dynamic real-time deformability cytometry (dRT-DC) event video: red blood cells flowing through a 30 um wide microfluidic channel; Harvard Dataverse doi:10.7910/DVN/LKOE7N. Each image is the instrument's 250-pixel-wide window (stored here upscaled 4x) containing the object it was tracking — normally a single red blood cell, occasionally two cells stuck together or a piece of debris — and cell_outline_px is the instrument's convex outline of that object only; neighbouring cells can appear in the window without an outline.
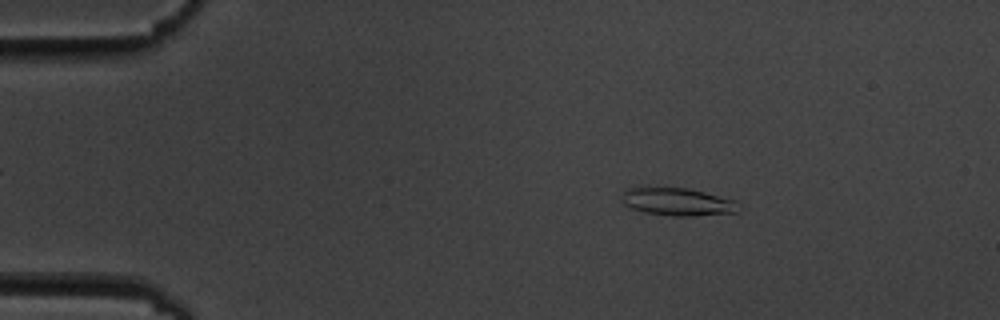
{"species": "common noctule bat (a hibernating species)", "species_latin": "Nyctalus noctula", "temperature_condition": "cold", "stored_images_in_passage": 55, "camera_frame_rate_fps": 3000, "um_per_image_px": 0.085, "animal": {"sex": "male", "body_mass_g": 19.5, "forearm_length_mm": 54.6}, "frame": {"image": 1, "passage_image": 9, "time_ms": 2.667, "image_size_px": [1000, 320], "cell_outline_px": [[740, 212], [692, 216], [672, 216], [644, 212], [632, 208], [624, 204], [624, 192], [628, 188], [688, 188], [736, 200], [740, 204]], "centroid_in_image_um": [57.69, 17.17], "position_along_channel_um": 27.3, "area_um2": 18.73}}
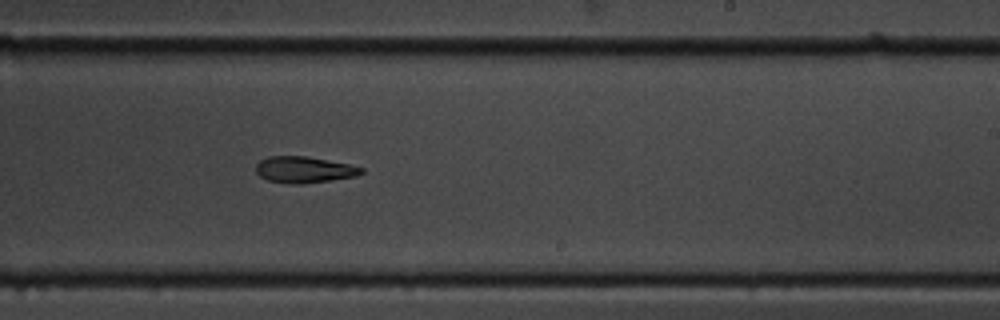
{"frame": {"image": 2, "passage_image": 34, "time_ms": 11.0, "image_size_px": [1000, 320], "cell_outline_px": [[364, 172], [356, 176], [300, 184], [292, 184], [268, 180], [260, 176], [256, 172], [256, 164], [260, 160], [268, 156], [308, 156], [348, 164], [364, 168]], "centroid_in_image_um": [25.83, 14.41], "position_along_channel_um": 263.2, "area_um2": 16.07}}
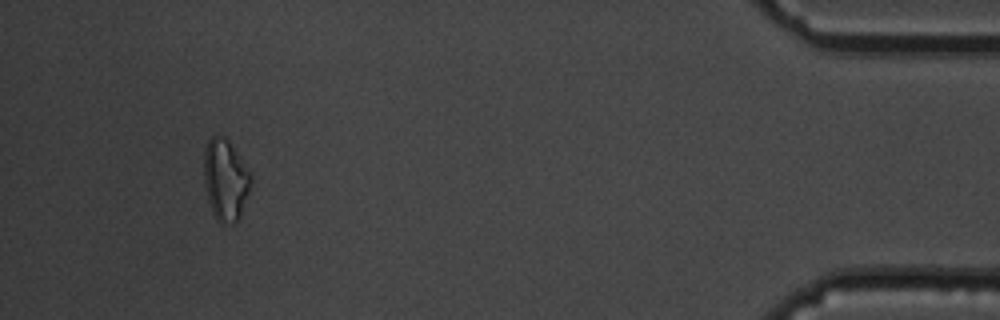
{"frame": {"image": 3, "passage_image": 52, "time_ms": 17.0, "image_size_px": [1000, 320], "cell_outline_px": [[252, 180], [240, 220], [232, 224], [224, 224], [216, 220], [212, 212], [208, 200], [204, 184], [204, 148], [208, 140], [216, 132], [224, 136], [228, 140], [252, 176]], "centroid_in_image_um": [19.15, 15.3], "position_along_channel_um": 416.1, "area_um2": 22.54}, "authors_computed_cell_mechanics": {"area_um2": 17.3978, "velocity_mm_per_s": 3.6003, "shape_relaxation_time_tau1_ms": 3.5997, "shape_relaxation_time_tau2_ms": null, "deformation_change_tau1": 0.1436, "deformation_change_tau2": null}}